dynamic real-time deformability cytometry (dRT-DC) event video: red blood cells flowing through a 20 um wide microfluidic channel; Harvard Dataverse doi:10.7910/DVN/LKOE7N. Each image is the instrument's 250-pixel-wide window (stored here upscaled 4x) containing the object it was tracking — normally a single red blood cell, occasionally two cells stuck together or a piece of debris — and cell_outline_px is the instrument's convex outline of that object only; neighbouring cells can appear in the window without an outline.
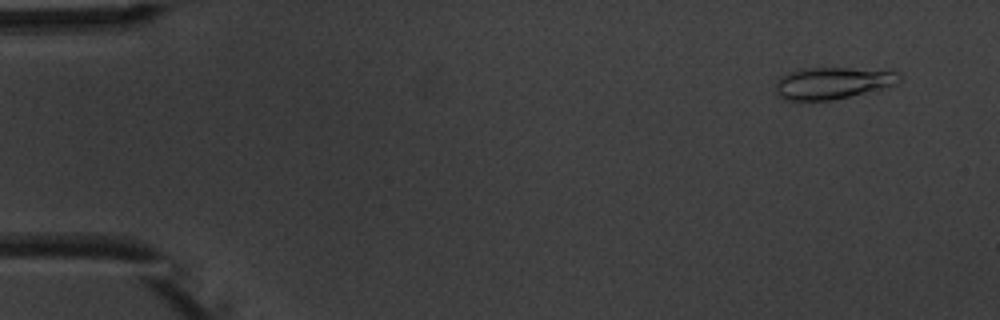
{"species": "common noctule bat (a hibernating species)", "species_latin": "Nyctalus noctula", "temperature_condition": "warm", "stored_images_in_passage": 8, "camera_frame_rate_fps": 3000, "um_per_image_px": 0.085, "animal": {"sex": "male", "body_mass_g": 20.1, "forearm_length_mm": 53.5}, "frame": {"image": 1, "passage_image": 1, "time_ms": 0.0, "image_size_px": [1000, 320], "cell_outline_px": [[900, 80], [896, 84], [876, 92], [828, 100], [784, 100], [776, 96], [776, 80], [780, 76], [788, 72], [800, 68], [848, 68], [900, 72]], "centroid_in_image_um": [70.76, 7.07], "position_along_channel_um": 14.2, "area_um2": 23.35}}
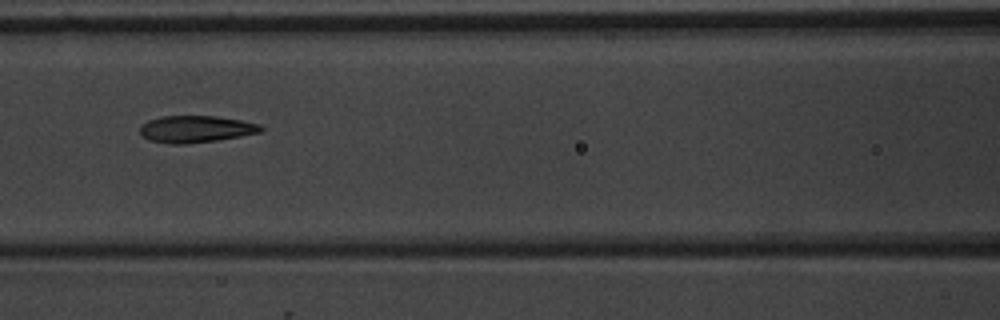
{"frame": {"image": 2, "passage_image": 7, "time_ms": 6.667, "image_size_px": [1000, 320], "cell_outline_px": [[264, 128], [260, 132], [240, 136], [216, 140], [188, 144], [168, 144], [148, 140], [140, 132], [140, 124], [148, 120], [160, 116], [216, 116], [240, 120], [260, 124]], "centroid_in_image_um": [16.61, 10.97], "position_along_channel_um": 150.0, "area_um2": 19.02}}
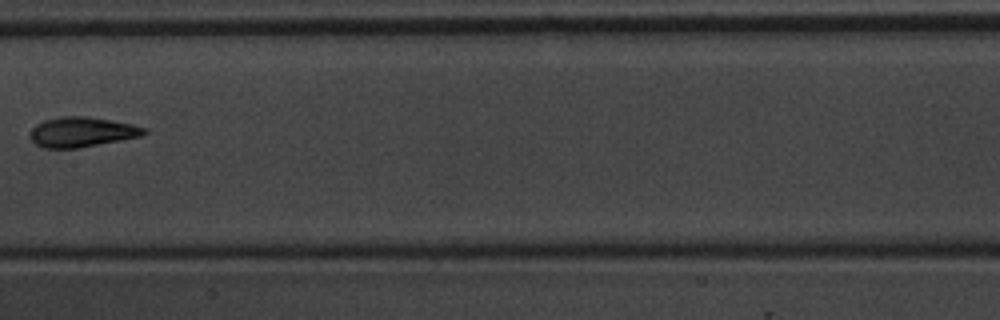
{"frame": {"image": 3, "passage_image": 8, "time_ms": 8.0, "image_size_px": [1000, 320], "cell_outline_px": [[148, 132], [140, 136], [120, 140], [76, 148], [44, 148], [36, 144], [32, 140], [32, 128], [36, 124], [44, 120], [60, 116], [88, 116], [112, 120], [132, 124], [144, 128]], "centroid_in_image_um": [6.95, 11.2], "position_along_channel_um": 200.4, "area_um2": 19.65}}